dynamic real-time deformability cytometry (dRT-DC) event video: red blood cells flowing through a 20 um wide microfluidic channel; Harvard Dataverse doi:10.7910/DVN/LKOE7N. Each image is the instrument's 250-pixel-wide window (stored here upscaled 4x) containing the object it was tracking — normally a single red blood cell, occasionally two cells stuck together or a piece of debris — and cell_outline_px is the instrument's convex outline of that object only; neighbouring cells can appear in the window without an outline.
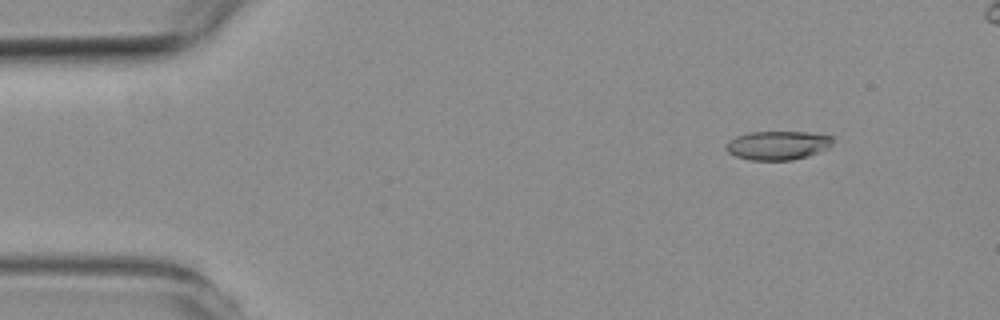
{"species": "common noctule bat (a hibernating species)", "species_latin": "Nyctalus noctula", "temperature_condition": "room temperature", "stored_images_in_passage": 3, "camera_frame_rate_fps": 3000, "um_per_image_px": 0.085, "animal": {"sex": "female", "body_mass_g": 19.3, "forearm_length_mm": 54.1}, "frame": {"image": 1, "passage_image": 1, "time_ms": 0.0, "image_size_px": [1000, 320], "cell_outline_px": [[832, 144], [808, 156], [792, 160], [752, 160], [736, 156], [728, 152], [724, 148], [724, 144], [728, 140], [736, 136], [748, 132], [808, 132], [832, 136]], "centroid_in_image_um": [66.03, 12.34], "position_along_channel_um": 19.0, "area_um2": 17.86}}